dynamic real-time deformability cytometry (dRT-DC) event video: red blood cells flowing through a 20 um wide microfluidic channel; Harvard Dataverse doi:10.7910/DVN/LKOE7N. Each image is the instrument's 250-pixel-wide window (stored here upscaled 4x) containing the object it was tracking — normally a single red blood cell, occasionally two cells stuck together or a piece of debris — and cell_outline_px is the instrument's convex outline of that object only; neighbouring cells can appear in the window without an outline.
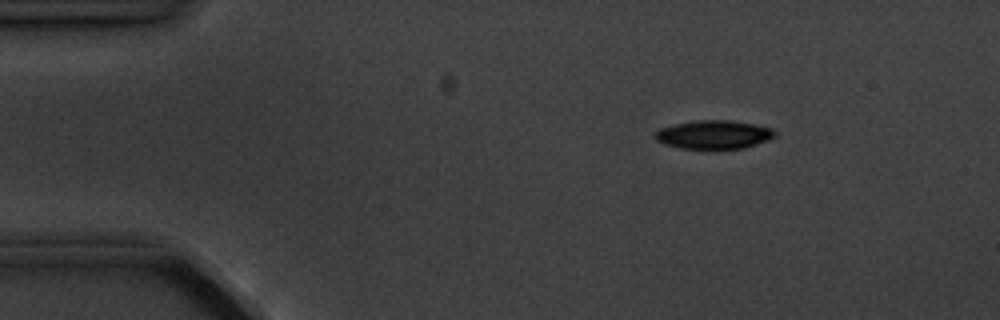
{"species": "common noctule bat (a hibernating species)", "species_latin": "Nyctalus noctula", "temperature_condition": "cold", "stored_images_in_passage": 6, "camera_frame_rate_fps": 3000, "um_per_image_px": 0.085, "animal": {"sex": "male", "body_mass_g": 20.1, "forearm_length_mm": 53.5}, "frame": {"image": 1, "passage_image": 3, "time_ms": 2.333, "image_size_px": [1000, 320], "cell_outline_px": [[776, 136], [768, 140], [744, 148], [680, 148], [664, 144], [656, 140], [652, 136], [660, 128], [676, 124], [696, 120], [732, 120], [756, 124], [772, 128], [776, 132]], "centroid_in_image_um": [60.68, 11.43], "position_along_channel_um": 24.3, "area_um2": 19.94}}